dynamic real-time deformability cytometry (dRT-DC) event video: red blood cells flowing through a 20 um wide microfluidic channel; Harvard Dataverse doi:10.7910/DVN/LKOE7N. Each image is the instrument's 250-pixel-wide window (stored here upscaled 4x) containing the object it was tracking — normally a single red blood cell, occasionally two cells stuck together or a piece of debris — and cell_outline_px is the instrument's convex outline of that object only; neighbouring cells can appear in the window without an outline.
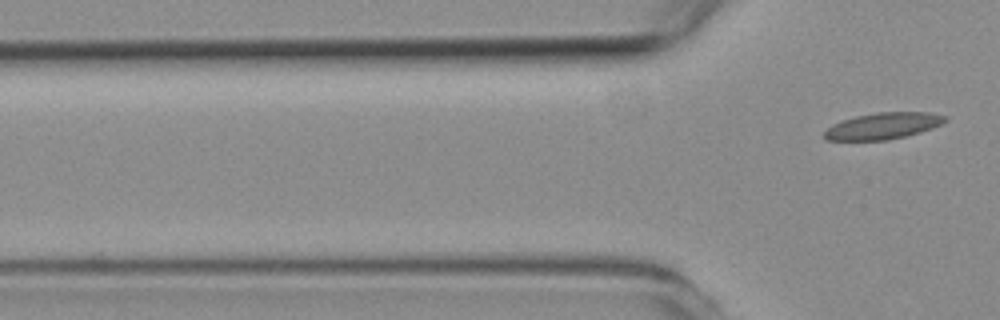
{"species": "common noctule bat (a hibernating species)", "species_latin": "Nyctalus noctula", "temperature_condition": "room temperature", "stored_images_in_passage": 7, "segment_of_instrument_passage": [2, 2], "camera_frame_rate_fps": 3000, "um_per_image_px": 0.085, "animal": {"sex": "female", "body_mass_g": 19.3, "forearm_length_mm": 54.1}, "frame": {"image": 1, "passage_image": 7, "time_ms": 8.333, "image_size_px": [1000, 320], "cell_outline_px": [[948, 120], [932, 128], [920, 132], [888, 140], [824, 140], [824, 132], [832, 124], [840, 120], [856, 116], [876, 112], [932, 112], [948, 116]], "centroid_in_image_um": [75.06, 10.69], "position_along_channel_um": 50.7, "area_um2": 18.73}}